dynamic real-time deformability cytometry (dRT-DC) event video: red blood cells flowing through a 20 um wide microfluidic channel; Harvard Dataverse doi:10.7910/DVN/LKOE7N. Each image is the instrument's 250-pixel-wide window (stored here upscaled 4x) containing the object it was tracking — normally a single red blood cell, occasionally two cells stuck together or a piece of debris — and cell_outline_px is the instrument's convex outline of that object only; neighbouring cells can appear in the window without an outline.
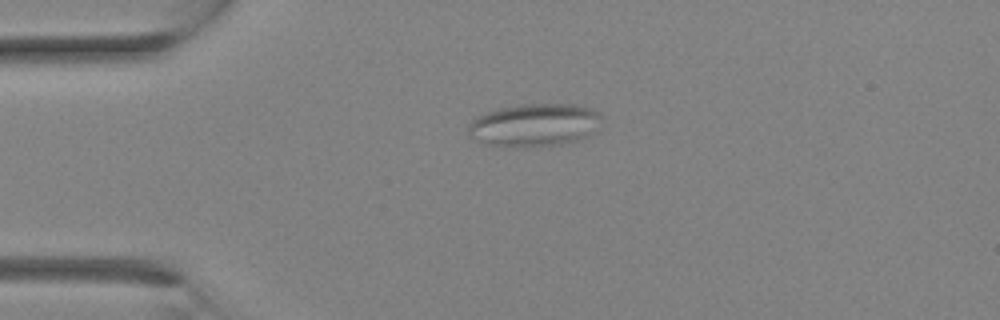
{"species": "Egyptian fruit bat (a non-hibernating species)", "species_latin": "Rousettus aegyptiacus", "temperature_condition": "room temperature", "stored_images_in_passage": 1, "camera_frame_rate_fps": 3000, "um_per_image_px": 0.085, "animal": {"sex": "female"}, "frame": {"image": 1, "passage_image": 1, "time_ms": 0.0, "image_size_px": [1000, 320], "cell_outline_px": [[604, 116], [596, 128], [588, 136], [580, 140], [560, 144], [484, 144], [476, 140], [468, 132], [468, 124], [476, 116], [500, 108], [520, 104], [576, 104], [592, 108]], "centroid_in_image_um": [45.48, 10.57], "position_along_channel_um": 39.5, "area_um2": 32.6}}